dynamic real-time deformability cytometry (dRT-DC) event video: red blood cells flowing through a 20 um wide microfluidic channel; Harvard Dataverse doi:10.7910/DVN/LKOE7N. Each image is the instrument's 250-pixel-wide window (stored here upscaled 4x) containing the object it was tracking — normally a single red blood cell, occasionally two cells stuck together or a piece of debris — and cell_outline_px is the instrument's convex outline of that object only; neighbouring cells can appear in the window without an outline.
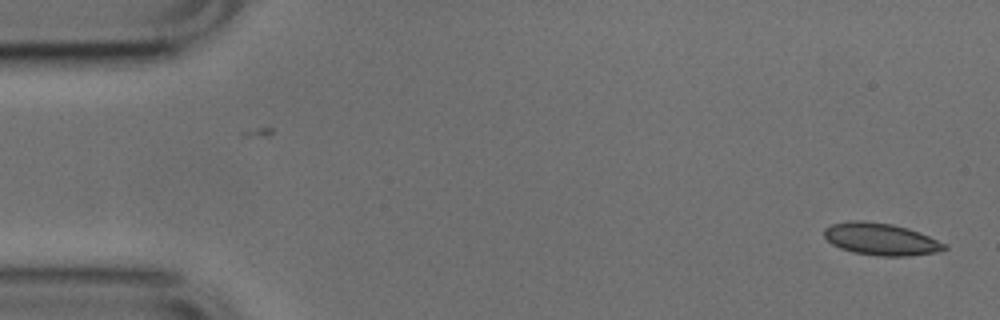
{"species": "common noctule bat (a hibernating species)", "species_latin": "Nyctalus noctula", "temperature_condition": "cold", "stored_images_in_passage": 51, "camera_frame_rate_fps": 3000, "um_per_image_px": 0.085, "animal": {"sex": "male", "body_mass_g": 17.9, "forearm_length_mm": 54.2}, "frame": {"image": 1, "passage_image": 1, "time_ms": 0.0, "image_size_px": [1000, 320], "cell_outline_px": [[948, 248], [936, 252], [908, 256], [880, 256], [852, 252], [840, 248], [832, 244], [824, 236], [824, 228], [832, 224], [852, 220], [864, 220], [892, 224], [908, 228], [920, 232], [948, 244]], "centroid_in_image_um": [74.89, 20.32], "position_along_channel_um": 10.1, "area_um2": 22.66}}
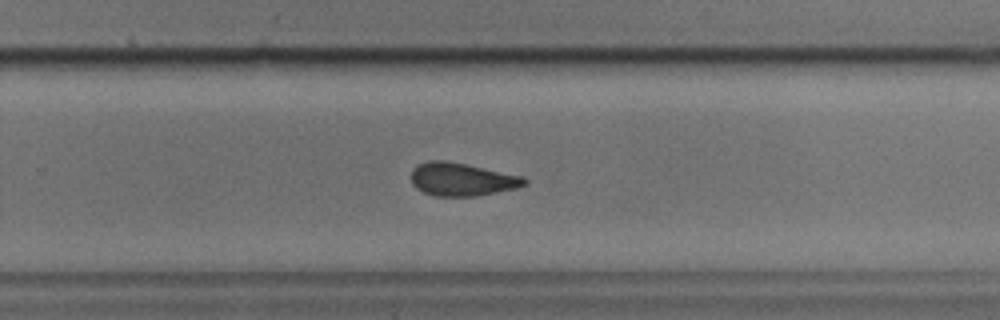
{"frame": {"image": 2, "passage_image": 32, "time_ms": 10.333, "image_size_px": [1000, 320], "cell_outline_px": [[528, 184], [516, 188], [476, 196], [436, 196], [424, 192], [416, 188], [412, 184], [412, 168], [416, 164], [428, 160], [444, 160], [524, 176], [528, 180]], "centroid_in_image_um": [39.25, 15.24], "position_along_channel_um": 290.5, "area_um2": 21.85}}
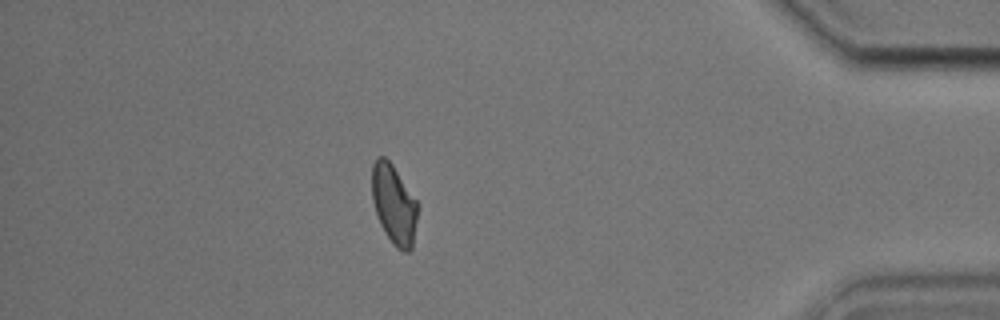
{"frame": {"image": 3, "passage_image": 44, "time_ms": 14.333, "image_size_px": [1000, 320], "cell_outline_px": [[416, 220], [412, 248], [408, 252], [404, 252], [396, 248], [384, 232], [376, 216], [372, 200], [372, 164], [376, 156], [384, 156], [392, 164], [416, 200]], "centroid_in_image_um": [33.44, 17.37], "position_along_channel_um": 401.8, "area_um2": 21.04}, "authors_computed_cell_mechanics": {"area_um2": 22.0218, "velocity_mm_per_s": 3.8477, "shape_relaxation_time_tau1_ms": 4.0, "shape_relaxation_time_tau2_ms": 1.8782, "deformation_change_tau1": 0.0997, "deformation_change_tau2": 0.0941}}